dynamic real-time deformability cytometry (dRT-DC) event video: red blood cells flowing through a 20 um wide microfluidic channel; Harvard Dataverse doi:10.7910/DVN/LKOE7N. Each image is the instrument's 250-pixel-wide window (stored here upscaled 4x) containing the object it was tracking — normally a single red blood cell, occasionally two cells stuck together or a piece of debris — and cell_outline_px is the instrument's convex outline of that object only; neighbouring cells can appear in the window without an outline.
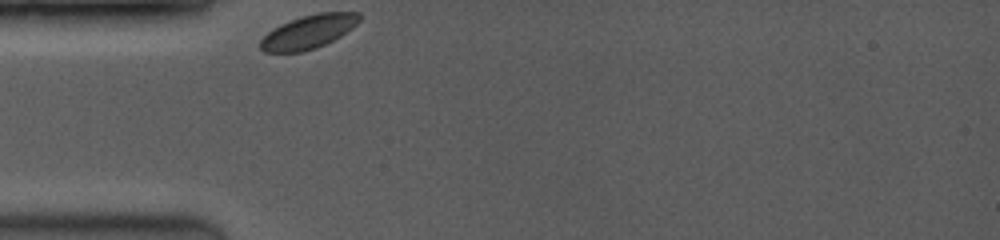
{"species": "common noctule bat (a hibernating species)", "species_latin": "Nyctalus noctula", "temperature_condition": "room temperature", "stored_images_in_passage": 18, "camera_frame_rate_fps": 3500, "um_per_image_px": 0.085, "animal": {"sex": "female", "body_mass_g": 19.0, "forearm_length_mm": 53.3}, "frame": {"image": 1, "passage_image": 1, "time_ms": 0.0, "image_size_px": [1000, 240], "cell_outline_px": [[360, 20], [352, 28], [340, 36], [316, 48], [300, 52], [264, 52], [260, 48], [260, 40], [272, 28], [280, 24], [300, 16], [320, 12], [360, 12]], "centroid_in_image_um": [26.21, 2.69], "position_along_channel_um": 58.8, "area_um2": 19.36}}
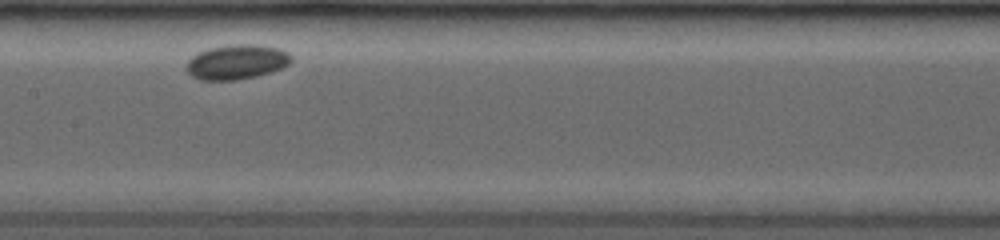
{"frame": {"image": 2, "passage_image": 7, "time_ms": 3.714, "image_size_px": [1000, 240], "cell_outline_px": [[292, 60], [288, 64], [280, 68], [256, 76], [236, 80], [200, 80], [192, 76], [184, 68], [188, 60], [192, 56], [200, 52], [212, 48], [236, 44], [256, 44], [280, 48], [288, 52], [292, 56]], "centroid_in_image_um": [20.11, 5.27], "position_along_channel_um": 187.3, "area_um2": 21.1}}
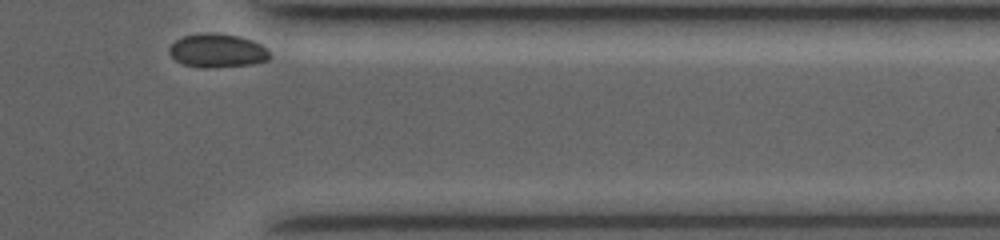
{"frame": {"image": 3, "passage_image": 18, "time_ms": 9.429, "image_size_px": [1000, 240], "cell_outline_px": [[272, 56], [268, 60], [252, 64], [204, 68], [184, 64], [176, 60], [168, 52], [168, 48], [176, 40], [184, 36], [200, 32], [216, 32], [240, 36], [252, 40], [268, 48]], "centroid_in_image_um": [18.5, 4.28], "position_along_channel_um": 392.9, "area_um2": 19.94}, "authors_computed_cell_mechanics": {"area_um2": 20.0277, "velocity_mm_per_s": 3.5825, "shape_relaxation_time_tau1_ms": 2.8523, "shape_relaxation_time_tau2_ms": null, "deformation_change_tau1": 0.054, "deformation_change_tau2": null}}